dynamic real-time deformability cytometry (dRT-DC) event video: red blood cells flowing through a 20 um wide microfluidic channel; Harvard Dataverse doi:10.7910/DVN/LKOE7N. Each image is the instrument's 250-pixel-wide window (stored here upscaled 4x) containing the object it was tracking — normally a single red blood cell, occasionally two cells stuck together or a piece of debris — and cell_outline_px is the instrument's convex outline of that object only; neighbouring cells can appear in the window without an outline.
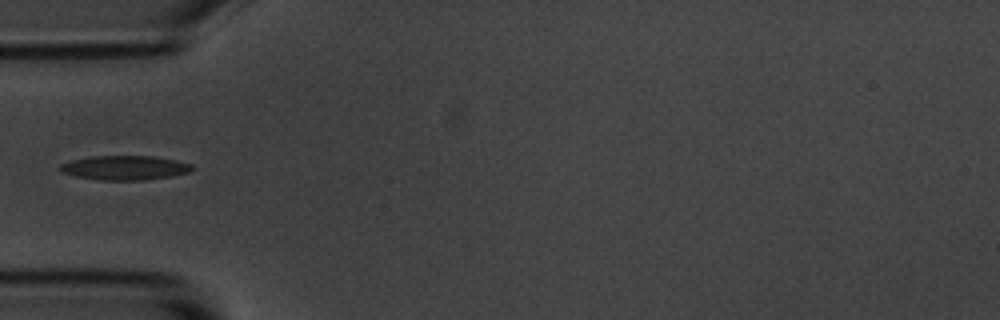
{"species": "common noctule bat (a hibernating species)", "species_latin": "Nyctalus noctula", "temperature_condition": "room temperature", "stored_images_in_passage": 38, "camera_frame_rate_fps": 3000, "um_per_image_px": 0.085, "animal": {"sex": "male", "body_mass_g": 20.1, "forearm_length_mm": 53.5}, "frame": {"image": 1, "passage_image": 1, "time_ms": 0.0, "image_size_px": [1000, 320], "cell_outline_px": [[196, 168], [188, 172], [172, 176], [144, 180], [100, 180], [76, 176], [60, 172], [56, 168], [60, 164], [72, 160], [92, 156], [152, 156], [176, 160], [192, 164]], "centroid_in_image_um": [10.59, 14.26], "position_along_channel_um": 74.4, "area_um2": 18.84}}
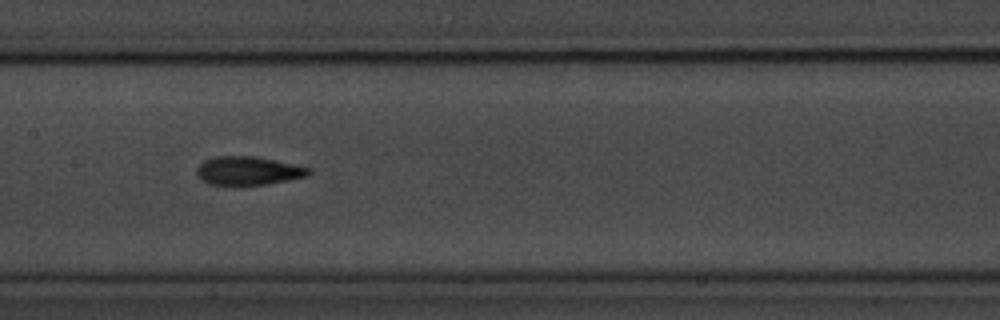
{"frame": {"image": 2, "passage_image": 10, "time_ms": 3.0, "image_size_px": [1000, 320], "cell_outline_px": [[312, 172], [308, 176], [268, 184], [208, 184], [196, 172], [196, 168], [204, 160], [212, 156], [256, 156], [312, 168]], "centroid_in_image_um": [21.13, 14.49], "position_along_channel_um": 186.3, "area_um2": 18.5}}
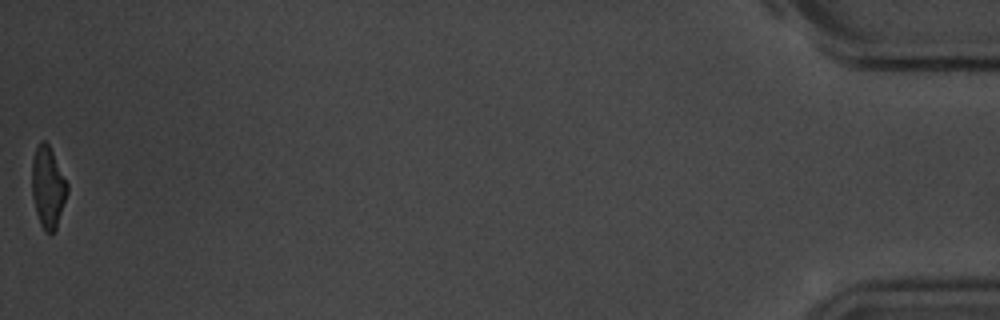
{"frame": {"image": 3, "passage_image": 38, "time_ms": 12.333, "image_size_px": [1000, 320], "cell_outline_px": [[68, 192], [56, 228], [52, 232], [44, 232], [40, 224], [36, 212], [32, 196], [32, 160], [36, 148], [40, 140], [44, 140], [48, 144], [68, 184]], "centroid_in_image_um": [4.06, 15.92], "position_along_channel_um": 431.1, "area_um2": 16.59}}